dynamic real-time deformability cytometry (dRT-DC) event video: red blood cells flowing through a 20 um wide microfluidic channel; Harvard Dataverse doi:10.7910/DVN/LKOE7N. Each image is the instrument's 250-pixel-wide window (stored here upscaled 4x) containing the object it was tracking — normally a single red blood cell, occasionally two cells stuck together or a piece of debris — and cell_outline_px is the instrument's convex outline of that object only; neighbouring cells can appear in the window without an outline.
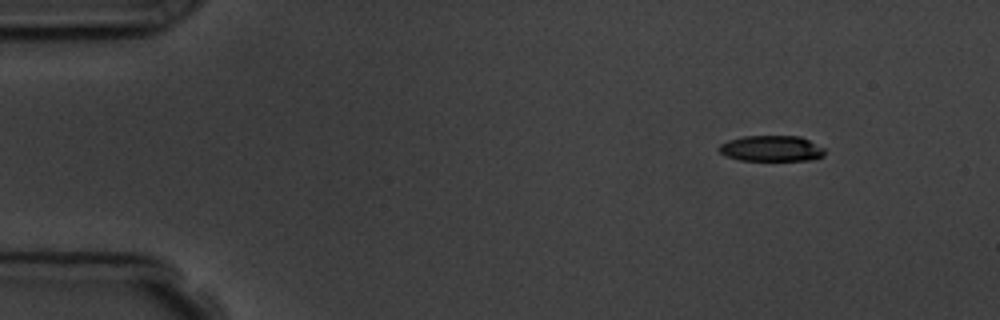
{"species": "common noctule bat (a hibernating species)", "species_latin": "Nyctalus noctula", "temperature_condition": "room temperature", "stored_images_in_passage": 3, "camera_frame_rate_fps": 3000, "um_per_image_px": 0.085, "animal": {"sex": "male", "body_mass_g": 19.5, "forearm_length_mm": 54.6}, "frame": {"image": 1, "passage_image": 1, "time_ms": 0.0, "image_size_px": [1000, 320], "cell_outline_px": [[824, 156], [816, 160], [740, 160], [724, 156], [716, 148], [720, 144], [728, 140], [744, 136], [800, 136], [824, 148]], "centroid_in_image_um": [65.55, 12.63], "position_along_channel_um": 19.5, "area_um2": 16.01}}